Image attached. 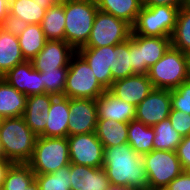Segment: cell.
I'll use <instances>...</instances> for the list:
<instances>
[{
	"label": "cell",
	"instance_id": "obj_4",
	"mask_svg": "<svg viewBox=\"0 0 190 190\" xmlns=\"http://www.w3.org/2000/svg\"><path fill=\"white\" fill-rule=\"evenodd\" d=\"M154 89H175L190 79L188 54L172 46L164 56L149 68L147 74Z\"/></svg>",
	"mask_w": 190,
	"mask_h": 190
},
{
	"label": "cell",
	"instance_id": "obj_21",
	"mask_svg": "<svg viewBox=\"0 0 190 190\" xmlns=\"http://www.w3.org/2000/svg\"><path fill=\"white\" fill-rule=\"evenodd\" d=\"M69 115V98L55 96L51 102L46 129L39 136L68 137Z\"/></svg>",
	"mask_w": 190,
	"mask_h": 190
},
{
	"label": "cell",
	"instance_id": "obj_22",
	"mask_svg": "<svg viewBox=\"0 0 190 190\" xmlns=\"http://www.w3.org/2000/svg\"><path fill=\"white\" fill-rule=\"evenodd\" d=\"M27 96L17 91L4 79H0V117H21L25 111Z\"/></svg>",
	"mask_w": 190,
	"mask_h": 190
},
{
	"label": "cell",
	"instance_id": "obj_43",
	"mask_svg": "<svg viewBox=\"0 0 190 190\" xmlns=\"http://www.w3.org/2000/svg\"><path fill=\"white\" fill-rule=\"evenodd\" d=\"M10 0H0V26L9 14Z\"/></svg>",
	"mask_w": 190,
	"mask_h": 190
},
{
	"label": "cell",
	"instance_id": "obj_16",
	"mask_svg": "<svg viewBox=\"0 0 190 190\" xmlns=\"http://www.w3.org/2000/svg\"><path fill=\"white\" fill-rule=\"evenodd\" d=\"M108 90L120 100L136 107L154 90V87L147 75L135 74L114 81Z\"/></svg>",
	"mask_w": 190,
	"mask_h": 190
},
{
	"label": "cell",
	"instance_id": "obj_30",
	"mask_svg": "<svg viewBox=\"0 0 190 190\" xmlns=\"http://www.w3.org/2000/svg\"><path fill=\"white\" fill-rule=\"evenodd\" d=\"M46 40H64V3H56L46 10L41 23Z\"/></svg>",
	"mask_w": 190,
	"mask_h": 190
},
{
	"label": "cell",
	"instance_id": "obj_13",
	"mask_svg": "<svg viewBox=\"0 0 190 190\" xmlns=\"http://www.w3.org/2000/svg\"><path fill=\"white\" fill-rule=\"evenodd\" d=\"M68 136L95 132L98 112L95 99L69 98Z\"/></svg>",
	"mask_w": 190,
	"mask_h": 190
},
{
	"label": "cell",
	"instance_id": "obj_7",
	"mask_svg": "<svg viewBox=\"0 0 190 190\" xmlns=\"http://www.w3.org/2000/svg\"><path fill=\"white\" fill-rule=\"evenodd\" d=\"M179 7L144 6L137 15L131 34L152 37H169L174 31Z\"/></svg>",
	"mask_w": 190,
	"mask_h": 190
},
{
	"label": "cell",
	"instance_id": "obj_40",
	"mask_svg": "<svg viewBox=\"0 0 190 190\" xmlns=\"http://www.w3.org/2000/svg\"><path fill=\"white\" fill-rule=\"evenodd\" d=\"M164 190H190V174L183 171Z\"/></svg>",
	"mask_w": 190,
	"mask_h": 190
},
{
	"label": "cell",
	"instance_id": "obj_47",
	"mask_svg": "<svg viewBox=\"0 0 190 190\" xmlns=\"http://www.w3.org/2000/svg\"><path fill=\"white\" fill-rule=\"evenodd\" d=\"M3 158H5V156H4L3 148H2V145H1V142H0V159H3Z\"/></svg>",
	"mask_w": 190,
	"mask_h": 190
},
{
	"label": "cell",
	"instance_id": "obj_3",
	"mask_svg": "<svg viewBox=\"0 0 190 190\" xmlns=\"http://www.w3.org/2000/svg\"><path fill=\"white\" fill-rule=\"evenodd\" d=\"M98 10L96 0H70L64 3V40L75 51L87 44Z\"/></svg>",
	"mask_w": 190,
	"mask_h": 190
},
{
	"label": "cell",
	"instance_id": "obj_18",
	"mask_svg": "<svg viewBox=\"0 0 190 190\" xmlns=\"http://www.w3.org/2000/svg\"><path fill=\"white\" fill-rule=\"evenodd\" d=\"M71 190H109L111 187L103 167L95 168L70 163Z\"/></svg>",
	"mask_w": 190,
	"mask_h": 190
},
{
	"label": "cell",
	"instance_id": "obj_5",
	"mask_svg": "<svg viewBox=\"0 0 190 190\" xmlns=\"http://www.w3.org/2000/svg\"><path fill=\"white\" fill-rule=\"evenodd\" d=\"M28 164L35 174H51L69 165L67 137L38 136Z\"/></svg>",
	"mask_w": 190,
	"mask_h": 190
},
{
	"label": "cell",
	"instance_id": "obj_29",
	"mask_svg": "<svg viewBox=\"0 0 190 190\" xmlns=\"http://www.w3.org/2000/svg\"><path fill=\"white\" fill-rule=\"evenodd\" d=\"M21 52L26 61H32L44 48L46 38L41 24H29L18 36Z\"/></svg>",
	"mask_w": 190,
	"mask_h": 190
},
{
	"label": "cell",
	"instance_id": "obj_20",
	"mask_svg": "<svg viewBox=\"0 0 190 190\" xmlns=\"http://www.w3.org/2000/svg\"><path fill=\"white\" fill-rule=\"evenodd\" d=\"M97 120H113L129 123L135 119L136 107L113 95L106 90L97 100Z\"/></svg>",
	"mask_w": 190,
	"mask_h": 190
},
{
	"label": "cell",
	"instance_id": "obj_23",
	"mask_svg": "<svg viewBox=\"0 0 190 190\" xmlns=\"http://www.w3.org/2000/svg\"><path fill=\"white\" fill-rule=\"evenodd\" d=\"M26 61L21 52L18 36L0 28V76L3 77L17 64Z\"/></svg>",
	"mask_w": 190,
	"mask_h": 190
},
{
	"label": "cell",
	"instance_id": "obj_32",
	"mask_svg": "<svg viewBox=\"0 0 190 190\" xmlns=\"http://www.w3.org/2000/svg\"><path fill=\"white\" fill-rule=\"evenodd\" d=\"M152 127L155 133L154 150L176 151L182 136L172 127L170 119L166 118Z\"/></svg>",
	"mask_w": 190,
	"mask_h": 190
},
{
	"label": "cell",
	"instance_id": "obj_14",
	"mask_svg": "<svg viewBox=\"0 0 190 190\" xmlns=\"http://www.w3.org/2000/svg\"><path fill=\"white\" fill-rule=\"evenodd\" d=\"M75 52L65 40H47L44 48L32 60V64L39 72L68 68Z\"/></svg>",
	"mask_w": 190,
	"mask_h": 190
},
{
	"label": "cell",
	"instance_id": "obj_26",
	"mask_svg": "<svg viewBox=\"0 0 190 190\" xmlns=\"http://www.w3.org/2000/svg\"><path fill=\"white\" fill-rule=\"evenodd\" d=\"M95 134L104 148L128 143V123L97 120Z\"/></svg>",
	"mask_w": 190,
	"mask_h": 190
},
{
	"label": "cell",
	"instance_id": "obj_44",
	"mask_svg": "<svg viewBox=\"0 0 190 190\" xmlns=\"http://www.w3.org/2000/svg\"><path fill=\"white\" fill-rule=\"evenodd\" d=\"M109 190H129L128 187L111 186Z\"/></svg>",
	"mask_w": 190,
	"mask_h": 190
},
{
	"label": "cell",
	"instance_id": "obj_33",
	"mask_svg": "<svg viewBox=\"0 0 190 190\" xmlns=\"http://www.w3.org/2000/svg\"><path fill=\"white\" fill-rule=\"evenodd\" d=\"M111 75L113 81L135 75L131 67L129 39L114 46Z\"/></svg>",
	"mask_w": 190,
	"mask_h": 190
},
{
	"label": "cell",
	"instance_id": "obj_9",
	"mask_svg": "<svg viewBox=\"0 0 190 190\" xmlns=\"http://www.w3.org/2000/svg\"><path fill=\"white\" fill-rule=\"evenodd\" d=\"M142 160L148 176V186L155 190H164L183 172L176 151L153 149L143 154Z\"/></svg>",
	"mask_w": 190,
	"mask_h": 190
},
{
	"label": "cell",
	"instance_id": "obj_50",
	"mask_svg": "<svg viewBox=\"0 0 190 190\" xmlns=\"http://www.w3.org/2000/svg\"><path fill=\"white\" fill-rule=\"evenodd\" d=\"M3 182H4V180H0V190H1Z\"/></svg>",
	"mask_w": 190,
	"mask_h": 190
},
{
	"label": "cell",
	"instance_id": "obj_36",
	"mask_svg": "<svg viewBox=\"0 0 190 190\" xmlns=\"http://www.w3.org/2000/svg\"><path fill=\"white\" fill-rule=\"evenodd\" d=\"M170 95L173 110L190 114V79L183 82L179 87L171 89Z\"/></svg>",
	"mask_w": 190,
	"mask_h": 190
},
{
	"label": "cell",
	"instance_id": "obj_45",
	"mask_svg": "<svg viewBox=\"0 0 190 190\" xmlns=\"http://www.w3.org/2000/svg\"><path fill=\"white\" fill-rule=\"evenodd\" d=\"M129 190H155L152 187H143V188H129Z\"/></svg>",
	"mask_w": 190,
	"mask_h": 190
},
{
	"label": "cell",
	"instance_id": "obj_46",
	"mask_svg": "<svg viewBox=\"0 0 190 190\" xmlns=\"http://www.w3.org/2000/svg\"><path fill=\"white\" fill-rule=\"evenodd\" d=\"M38 3H56L54 0H35Z\"/></svg>",
	"mask_w": 190,
	"mask_h": 190
},
{
	"label": "cell",
	"instance_id": "obj_38",
	"mask_svg": "<svg viewBox=\"0 0 190 190\" xmlns=\"http://www.w3.org/2000/svg\"><path fill=\"white\" fill-rule=\"evenodd\" d=\"M28 25V23L19 17H16L9 13L0 28L6 32L12 33L15 36H19L28 27Z\"/></svg>",
	"mask_w": 190,
	"mask_h": 190
},
{
	"label": "cell",
	"instance_id": "obj_24",
	"mask_svg": "<svg viewBox=\"0 0 190 190\" xmlns=\"http://www.w3.org/2000/svg\"><path fill=\"white\" fill-rule=\"evenodd\" d=\"M97 8L128 23L131 27L143 7V0H96Z\"/></svg>",
	"mask_w": 190,
	"mask_h": 190
},
{
	"label": "cell",
	"instance_id": "obj_2",
	"mask_svg": "<svg viewBox=\"0 0 190 190\" xmlns=\"http://www.w3.org/2000/svg\"><path fill=\"white\" fill-rule=\"evenodd\" d=\"M37 137L22 116L1 121L0 142L3 153L13 163H28L31 160Z\"/></svg>",
	"mask_w": 190,
	"mask_h": 190
},
{
	"label": "cell",
	"instance_id": "obj_11",
	"mask_svg": "<svg viewBox=\"0 0 190 190\" xmlns=\"http://www.w3.org/2000/svg\"><path fill=\"white\" fill-rule=\"evenodd\" d=\"M70 163L88 167H103L104 146L95 132L67 137Z\"/></svg>",
	"mask_w": 190,
	"mask_h": 190
},
{
	"label": "cell",
	"instance_id": "obj_37",
	"mask_svg": "<svg viewBox=\"0 0 190 190\" xmlns=\"http://www.w3.org/2000/svg\"><path fill=\"white\" fill-rule=\"evenodd\" d=\"M172 127L182 136L190 135V114L171 109L168 117Z\"/></svg>",
	"mask_w": 190,
	"mask_h": 190
},
{
	"label": "cell",
	"instance_id": "obj_15",
	"mask_svg": "<svg viewBox=\"0 0 190 190\" xmlns=\"http://www.w3.org/2000/svg\"><path fill=\"white\" fill-rule=\"evenodd\" d=\"M1 78L27 97L45 93L41 72L34 69L32 61L17 64Z\"/></svg>",
	"mask_w": 190,
	"mask_h": 190
},
{
	"label": "cell",
	"instance_id": "obj_31",
	"mask_svg": "<svg viewBox=\"0 0 190 190\" xmlns=\"http://www.w3.org/2000/svg\"><path fill=\"white\" fill-rule=\"evenodd\" d=\"M171 46L187 54L190 52V7L183 5L179 8Z\"/></svg>",
	"mask_w": 190,
	"mask_h": 190
},
{
	"label": "cell",
	"instance_id": "obj_25",
	"mask_svg": "<svg viewBox=\"0 0 190 190\" xmlns=\"http://www.w3.org/2000/svg\"><path fill=\"white\" fill-rule=\"evenodd\" d=\"M1 190H37L35 173L28 163H13Z\"/></svg>",
	"mask_w": 190,
	"mask_h": 190
},
{
	"label": "cell",
	"instance_id": "obj_48",
	"mask_svg": "<svg viewBox=\"0 0 190 190\" xmlns=\"http://www.w3.org/2000/svg\"><path fill=\"white\" fill-rule=\"evenodd\" d=\"M184 5L190 7V0H184Z\"/></svg>",
	"mask_w": 190,
	"mask_h": 190
},
{
	"label": "cell",
	"instance_id": "obj_12",
	"mask_svg": "<svg viewBox=\"0 0 190 190\" xmlns=\"http://www.w3.org/2000/svg\"><path fill=\"white\" fill-rule=\"evenodd\" d=\"M171 95L168 89H154L136 106L135 119L146 126H154L169 117Z\"/></svg>",
	"mask_w": 190,
	"mask_h": 190
},
{
	"label": "cell",
	"instance_id": "obj_1",
	"mask_svg": "<svg viewBox=\"0 0 190 190\" xmlns=\"http://www.w3.org/2000/svg\"><path fill=\"white\" fill-rule=\"evenodd\" d=\"M103 168L111 186L143 188L149 184L142 155L128 143L105 148Z\"/></svg>",
	"mask_w": 190,
	"mask_h": 190
},
{
	"label": "cell",
	"instance_id": "obj_34",
	"mask_svg": "<svg viewBox=\"0 0 190 190\" xmlns=\"http://www.w3.org/2000/svg\"><path fill=\"white\" fill-rule=\"evenodd\" d=\"M37 190H71L70 164L51 174H35Z\"/></svg>",
	"mask_w": 190,
	"mask_h": 190
},
{
	"label": "cell",
	"instance_id": "obj_27",
	"mask_svg": "<svg viewBox=\"0 0 190 190\" xmlns=\"http://www.w3.org/2000/svg\"><path fill=\"white\" fill-rule=\"evenodd\" d=\"M56 3H38L35 0H10L9 13L28 24H41L46 10Z\"/></svg>",
	"mask_w": 190,
	"mask_h": 190
},
{
	"label": "cell",
	"instance_id": "obj_41",
	"mask_svg": "<svg viewBox=\"0 0 190 190\" xmlns=\"http://www.w3.org/2000/svg\"><path fill=\"white\" fill-rule=\"evenodd\" d=\"M144 6H175L181 8L184 5V0H143Z\"/></svg>",
	"mask_w": 190,
	"mask_h": 190
},
{
	"label": "cell",
	"instance_id": "obj_49",
	"mask_svg": "<svg viewBox=\"0 0 190 190\" xmlns=\"http://www.w3.org/2000/svg\"><path fill=\"white\" fill-rule=\"evenodd\" d=\"M56 3H65L67 1H70V0H54Z\"/></svg>",
	"mask_w": 190,
	"mask_h": 190
},
{
	"label": "cell",
	"instance_id": "obj_28",
	"mask_svg": "<svg viewBox=\"0 0 190 190\" xmlns=\"http://www.w3.org/2000/svg\"><path fill=\"white\" fill-rule=\"evenodd\" d=\"M154 137L153 127L146 126L136 119L128 123V144L137 154L143 155L151 152L154 149Z\"/></svg>",
	"mask_w": 190,
	"mask_h": 190
},
{
	"label": "cell",
	"instance_id": "obj_6",
	"mask_svg": "<svg viewBox=\"0 0 190 190\" xmlns=\"http://www.w3.org/2000/svg\"><path fill=\"white\" fill-rule=\"evenodd\" d=\"M105 91L86 60L76 51L69 62L63 96L97 100Z\"/></svg>",
	"mask_w": 190,
	"mask_h": 190
},
{
	"label": "cell",
	"instance_id": "obj_17",
	"mask_svg": "<svg viewBox=\"0 0 190 190\" xmlns=\"http://www.w3.org/2000/svg\"><path fill=\"white\" fill-rule=\"evenodd\" d=\"M77 52L86 60L97 81L108 90L114 82L111 75L114 46L81 47Z\"/></svg>",
	"mask_w": 190,
	"mask_h": 190
},
{
	"label": "cell",
	"instance_id": "obj_10",
	"mask_svg": "<svg viewBox=\"0 0 190 190\" xmlns=\"http://www.w3.org/2000/svg\"><path fill=\"white\" fill-rule=\"evenodd\" d=\"M131 32L132 27L128 23L98 10L84 47L115 46L129 39Z\"/></svg>",
	"mask_w": 190,
	"mask_h": 190
},
{
	"label": "cell",
	"instance_id": "obj_35",
	"mask_svg": "<svg viewBox=\"0 0 190 190\" xmlns=\"http://www.w3.org/2000/svg\"><path fill=\"white\" fill-rule=\"evenodd\" d=\"M68 68H57L47 72H41L45 93L55 96H63Z\"/></svg>",
	"mask_w": 190,
	"mask_h": 190
},
{
	"label": "cell",
	"instance_id": "obj_39",
	"mask_svg": "<svg viewBox=\"0 0 190 190\" xmlns=\"http://www.w3.org/2000/svg\"><path fill=\"white\" fill-rule=\"evenodd\" d=\"M176 154L183 171L190 169V135L182 137V141L176 149Z\"/></svg>",
	"mask_w": 190,
	"mask_h": 190
},
{
	"label": "cell",
	"instance_id": "obj_42",
	"mask_svg": "<svg viewBox=\"0 0 190 190\" xmlns=\"http://www.w3.org/2000/svg\"><path fill=\"white\" fill-rule=\"evenodd\" d=\"M13 162L6 158L0 159V180H5L6 174Z\"/></svg>",
	"mask_w": 190,
	"mask_h": 190
},
{
	"label": "cell",
	"instance_id": "obj_8",
	"mask_svg": "<svg viewBox=\"0 0 190 190\" xmlns=\"http://www.w3.org/2000/svg\"><path fill=\"white\" fill-rule=\"evenodd\" d=\"M171 47V38L131 34L129 54L135 74H148L149 68L157 63Z\"/></svg>",
	"mask_w": 190,
	"mask_h": 190
},
{
	"label": "cell",
	"instance_id": "obj_19",
	"mask_svg": "<svg viewBox=\"0 0 190 190\" xmlns=\"http://www.w3.org/2000/svg\"><path fill=\"white\" fill-rule=\"evenodd\" d=\"M54 97L55 95L44 93L26 98L25 111L22 117L37 136L46 129L49 110Z\"/></svg>",
	"mask_w": 190,
	"mask_h": 190
}]
</instances>
